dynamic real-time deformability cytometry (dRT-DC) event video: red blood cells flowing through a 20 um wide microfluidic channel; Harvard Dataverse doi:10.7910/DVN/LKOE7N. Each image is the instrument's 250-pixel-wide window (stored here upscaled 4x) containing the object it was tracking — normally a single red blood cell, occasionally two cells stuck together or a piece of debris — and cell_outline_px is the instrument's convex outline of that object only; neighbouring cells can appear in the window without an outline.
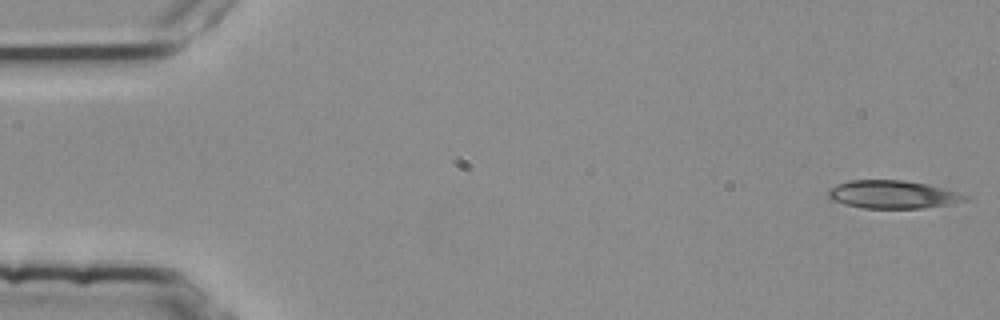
{"species": "common noctule bat (a hibernating species)", "species_latin": "Nyctalus noctula", "temperature_condition": "room temperature", "stored_images_in_passage": 4, "camera_frame_rate_fps": 3000, "um_per_image_px": 0.085, "animal": {"sex": "female", "body_mass_g": 25.1}, "frame": {"image": 1, "passage_image": 1, "time_ms": 0.0, "image_size_px": [1000, 320], "cell_outline_px": [[972, 196], [968, 200], [956, 204], [924, 208], [860, 208], [844, 204], [832, 200], [828, 196], [828, 192], [836, 184], [848, 180], [904, 180], [928, 184]], "centroid_in_image_um": [75.95, 16.54], "position_along_channel_um": 9.1, "area_um2": 22.66}}
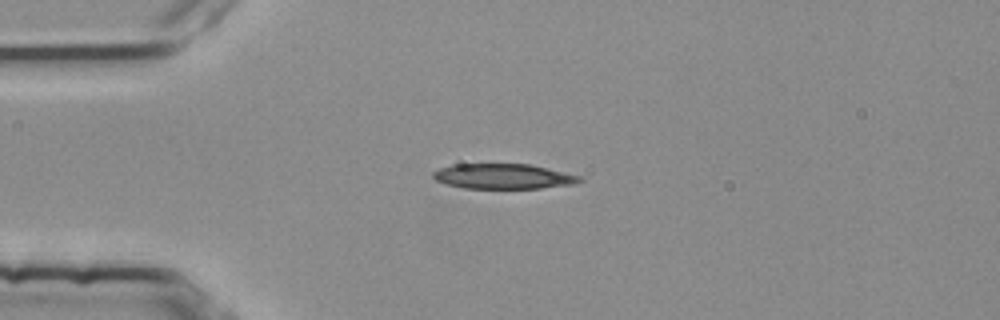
{"frame": {"image": 2, "passage_image": 4, "time_ms": 1.0, "image_size_px": [1000, 320], "cell_outline_px": [[584, 180], [576, 184], [540, 188], [464, 188], [444, 184], [436, 180], [432, 176], [432, 172], [440, 168], [452, 164], [528, 164], [580, 176]], "centroid_in_image_um": [42.74, 14.99], "position_along_channel_um": 42.3, "area_um2": 21.39}}